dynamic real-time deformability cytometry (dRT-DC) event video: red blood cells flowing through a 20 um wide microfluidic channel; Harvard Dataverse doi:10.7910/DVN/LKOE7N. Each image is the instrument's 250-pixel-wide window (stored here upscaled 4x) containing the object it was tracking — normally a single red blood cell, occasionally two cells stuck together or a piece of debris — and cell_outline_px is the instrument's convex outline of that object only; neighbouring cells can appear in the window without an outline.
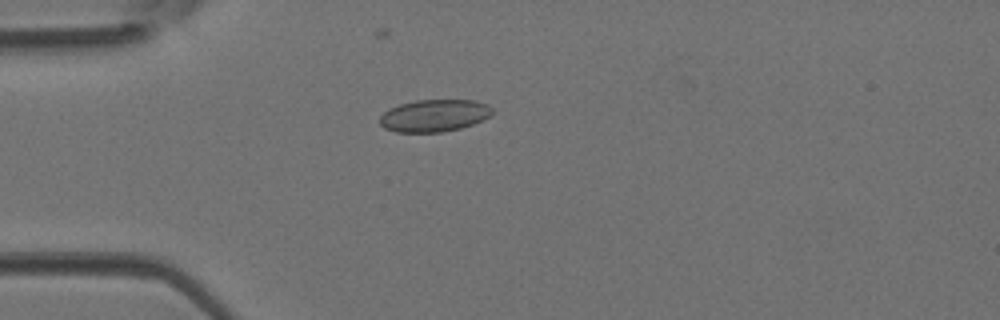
{"species": "Egyptian fruit bat (a non-hibernating species)", "species_latin": "Rousettus aegyptiacus", "temperature_condition": "room temperature", "stored_images_in_passage": 28, "camera_frame_rate_fps": 3000, "um_per_image_px": 0.085, "animal": {"sex": "female"}, "frame": {"image": 1, "passage_image": 3, "time_ms": 0.667, "image_size_px": [1000, 320], "cell_outline_px": [[492, 112], [488, 116], [472, 124], [460, 128], [440, 132], [396, 132], [384, 128], [380, 124], [380, 116], [388, 108], [400, 104], [416, 100], [476, 100], [488, 104], [492, 108]], "centroid_in_image_um": [36.88, 9.81], "position_along_channel_um": 48.1, "area_um2": 21.04}}
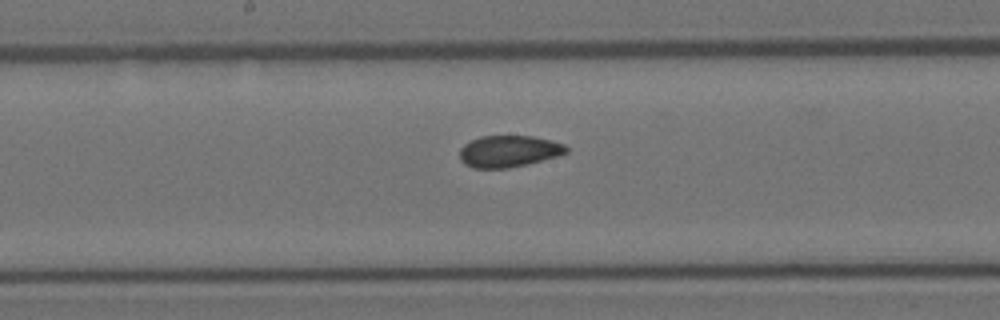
{"frame": {"image": 2, "passage_image": 14, "time_ms": 4.333, "image_size_px": [1000, 320], "cell_outline_px": [[568, 152], [556, 156], [508, 168], [472, 168], [464, 164], [460, 160], [460, 148], [464, 144], [480, 136], [532, 136], [552, 140], [564, 144], [568, 148]], "centroid_in_image_um": [43.21, 12.85], "position_along_channel_um": 205.0, "area_um2": 19.54}}
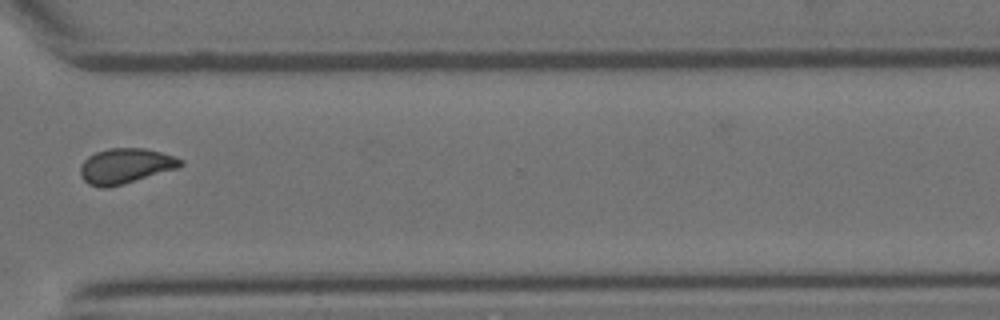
{"frame": {"image": 3, "passage_image": 24, "time_ms": 7.667, "image_size_px": [1000, 320], "cell_outline_px": [[184, 164], [176, 168], [124, 184], [108, 188], [100, 188], [88, 184], [80, 176], [80, 164], [88, 156], [96, 152], [108, 148], [144, 148], [160, 152], [184, 160]], "centroid_in_image_um": [10.62, 14.11], "position_along_channel_um": 360.0, "area_um2": 20.58}}